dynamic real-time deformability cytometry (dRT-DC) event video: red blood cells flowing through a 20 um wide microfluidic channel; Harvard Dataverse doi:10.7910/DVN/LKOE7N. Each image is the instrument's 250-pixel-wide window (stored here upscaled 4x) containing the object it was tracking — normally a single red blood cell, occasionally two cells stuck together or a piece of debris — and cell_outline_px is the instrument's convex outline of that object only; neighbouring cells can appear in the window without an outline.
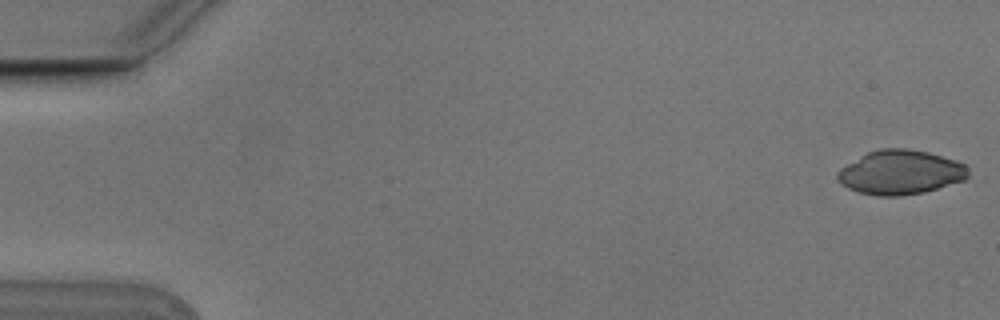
{"species": "Egyptian fruit bat (a non-hibernating species)", "species_latin": "Rousettus aegyptiacus", "temperature_condition": "cold", "stored_images_in_passage": 6, "camera_frame_rate_fps": 3000, "um_per_image_px": 0.085, "animal": {"sex": "male"}, "frame": {"image": 1, "passage_image": 1, "time_ms": 0.0, "image_size_px": [1000, 320], "cell_outline_px": [[968, 176], [964, 180], [924, 192], [900, 196], [876, 196], [860, 192], [848, 188], [840, 184], [836, 176], [836, 172], [840, 168], [868, 152], [880, 148], [908, 148], [928, 152], [956, 160], [964, 164], [968, 168]], "centroid_in_image_um": [76.52, 14.65], "position_along_channel_um": 8.5, "area_um2": 33.76}}